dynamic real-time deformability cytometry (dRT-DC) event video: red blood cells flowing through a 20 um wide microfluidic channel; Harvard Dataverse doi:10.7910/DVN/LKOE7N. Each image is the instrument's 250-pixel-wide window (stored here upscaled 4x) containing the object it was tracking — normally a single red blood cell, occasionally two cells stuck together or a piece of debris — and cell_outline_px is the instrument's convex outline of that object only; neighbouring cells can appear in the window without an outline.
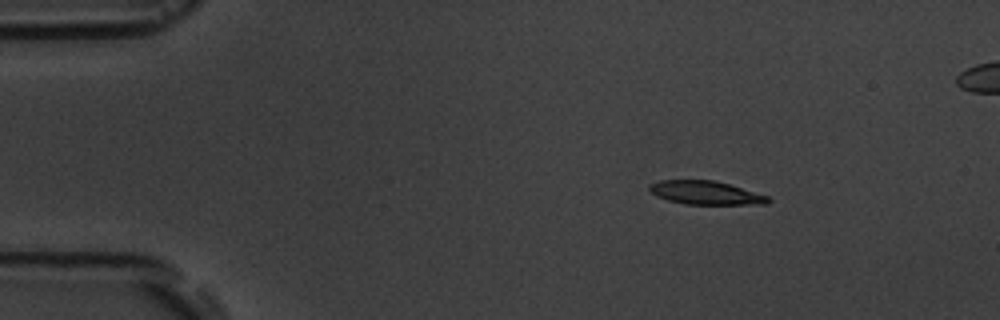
{"species": "common noctule bat (a hibernating species)", "species_latin": "Nyctalus noctula", "temperature_condition": "room temperature", "stored_images_in_passage": 5, "segment_of_instrument_passage": [1, 2], "camera_frame_rate_fps": 3000, "um_per_image_px": 0.085, "animal": {"sex": "male", "body_mass_g": 19.5, "forearm_length_mm": 54.6}, "frame": {"image": 1, "passage_image": 2, "time_ms": 2.0, "image_size_px": [1000, 320], "cell_outline_px": [[772, 200], [768, 204], [684, 204], [668, 200], [656, 196], [648, 188], [648, 184], [660, 180], [712, 180], [728, 184], [768, 196]], "centroid_in_image_um": [59.96, 16.39], "position_along_channel_um": 25.0, "area_um2": 16.18}}